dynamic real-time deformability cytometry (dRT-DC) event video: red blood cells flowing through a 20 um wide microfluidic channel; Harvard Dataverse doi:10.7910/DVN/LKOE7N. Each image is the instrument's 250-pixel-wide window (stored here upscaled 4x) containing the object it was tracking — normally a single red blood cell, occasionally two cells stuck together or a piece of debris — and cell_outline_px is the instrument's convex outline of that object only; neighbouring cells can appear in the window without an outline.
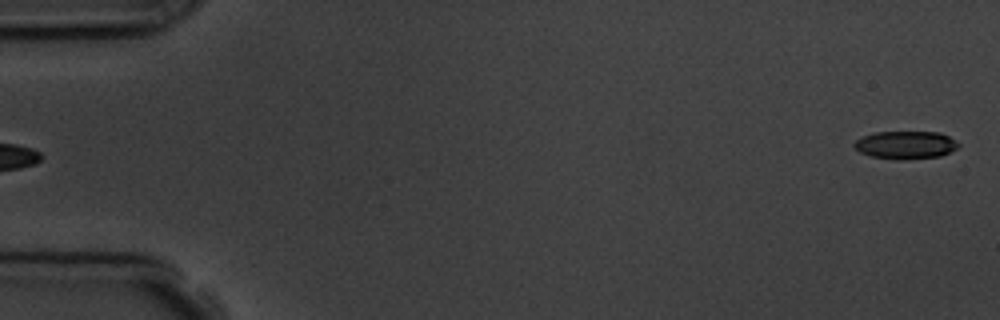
{"species": "common noctule bat (a hibernating species)", "species_latin": "Nyctalus noctula", "temperature_condition": "room temperature", "stored_images_in_passage": 5, "camera_frame_rate_fps": 3000, "um_per_image_px": 0.085, "animal": {"sex": "male", "body_mass_g": 19.5, "forearm_length_mm": 54.6}, "frame": {"image": 1, "passage_image": 5, "time_ms": 4.667, "image_size_px": [1000, 320], "cell_outline_px": [[960, 144], [956, 148], [940, 156], [908, 160], [896, 160], [872, 156], [860, 152], [852, 144], [856, 140], [864, 136], [876, 132], [940, 132], [948, 136]], "centroid_in_image_um": [76.97, 12.33], "position_along_channel_um": 8.0, "area_um2": 16.88}}